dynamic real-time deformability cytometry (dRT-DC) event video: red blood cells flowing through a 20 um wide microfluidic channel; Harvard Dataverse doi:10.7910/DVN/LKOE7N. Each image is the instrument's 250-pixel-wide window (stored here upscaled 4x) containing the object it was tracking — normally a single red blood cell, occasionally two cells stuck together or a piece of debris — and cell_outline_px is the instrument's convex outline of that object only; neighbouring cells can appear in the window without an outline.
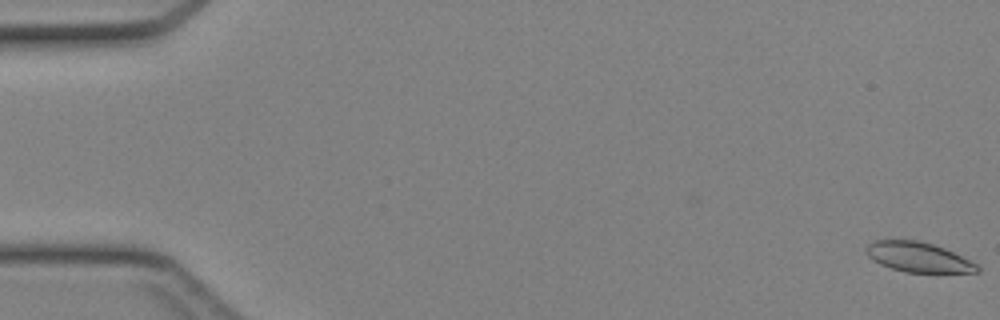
{"species": "Egyptian fruit bat (a non-hibernating species)", "species_latin": "Rousettus aegyptiacus", "temperature_condition": "cold", "stored_images_in_passage": 14, "camera_frame_rate_fps": 3000, "um_per_image_px": 0.085, "animal": {"sex": "female"}, "frame": {"image": 1, "passage_image": 1, "time_ms": 0.0, "image_size_px": [1000, 320], "cell_outline_px": [[980, 272], [904, 272], [880, 264], [872, 260], [864, 252], [868, 244], [876, 240], [920, 240], [944, 248], [976, 264], [980, 268]], "centroid_in_image_um": [78.0, 21.85], "position_along_channel_um": 7.0, "area_um2": 19.13}}